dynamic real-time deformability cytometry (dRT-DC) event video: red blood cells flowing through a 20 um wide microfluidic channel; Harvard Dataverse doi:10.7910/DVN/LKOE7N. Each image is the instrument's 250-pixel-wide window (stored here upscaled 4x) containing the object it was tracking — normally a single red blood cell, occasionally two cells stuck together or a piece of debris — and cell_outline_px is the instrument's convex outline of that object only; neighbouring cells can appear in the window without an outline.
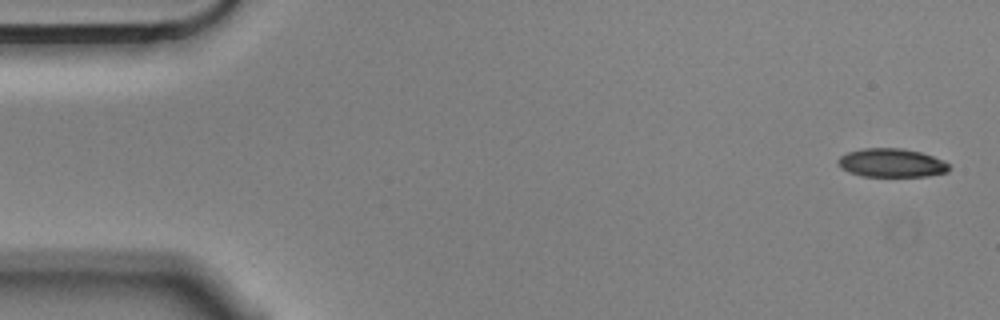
{"species": "Egyptian fruit bat (a non-hibernating species)", "species_latin": "Rousettus aegyptiacus", "temperature_condition": "cold", "stored_images_in_passage": 4, "camera_frame_rate_fps": 3000, "um_per_image_px": 0.085, "animal": {"sex": "male"}, "frame": {"image": 1, "passage_image": 1, "time_ms": 0.0, "image_size_px": [1000, 320], "cell_outline_px": [[952, 168], [948, 172], [924, 176], [860, 176], [848, 172], [840, 168], [836, 160], [840, 156], [848, 152], [864, 148], [904, 148], [920, 152], [944, 160]], "centroid_in_image_um": [75.77, 13.84], "position_along_channel_um": 9.2, "area_um2": 18.67}}
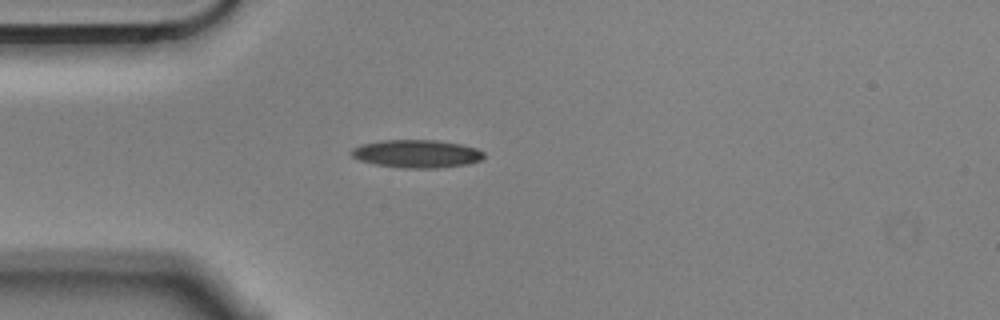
{"frame": {"image": 2, "passage_image": 4, "time_ms": 1.0, "image_size_px": [1000, 320], "cell_outline_px": [[484, 156], [480, 160], [468, 164], [436, 168], [404, 168], [376, 164], [360, 160], [352, 156], [352, 148], [360, 144], [380, 140], [436, 140], [460, 144], [476, 148], [484, 152]], "centroid_in_image_um": [35.42, 13.06], "position_along_channel_um": 49.6, "area_um2": 21.5}}